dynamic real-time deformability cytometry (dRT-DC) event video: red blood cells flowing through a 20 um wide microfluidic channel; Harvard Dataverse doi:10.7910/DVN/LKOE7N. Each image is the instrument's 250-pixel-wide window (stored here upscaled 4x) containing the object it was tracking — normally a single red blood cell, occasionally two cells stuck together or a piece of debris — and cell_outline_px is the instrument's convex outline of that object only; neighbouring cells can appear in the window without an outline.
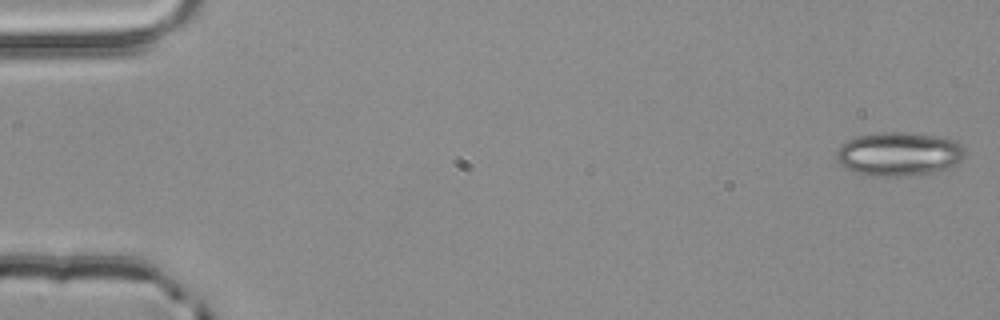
{"species": "common noctule bat (a hibernating species)", "species_latin": "Nyctalus noctula", "temperature_condition": "room temperature", "stored_images_in_passage": 4, "camera_frame_rate_fps": 3000, "um_per_image_px": 0.085, "animal": {"sex": "male", "body_mass_g": 20.4}, "frame": {"image": 1, "passage_image": 1, "time_ms": 0.0, "image_size_px": [1000, 320], "cell_outline_px": [[964, 156], [952, 168], [932, 172], [896, 176], [868, 176], [856, 172], [840, 164], [836, 160], [836, 152], [840, 144], [856, 136], [880, 132], [904, 132], [936, 136], [952, 140], [960, 144], [964, 148]], "centroid_in_image_um": [76.38, 13.08], "position_along_channel_um": 8.6, "area_um2": 32.71}}